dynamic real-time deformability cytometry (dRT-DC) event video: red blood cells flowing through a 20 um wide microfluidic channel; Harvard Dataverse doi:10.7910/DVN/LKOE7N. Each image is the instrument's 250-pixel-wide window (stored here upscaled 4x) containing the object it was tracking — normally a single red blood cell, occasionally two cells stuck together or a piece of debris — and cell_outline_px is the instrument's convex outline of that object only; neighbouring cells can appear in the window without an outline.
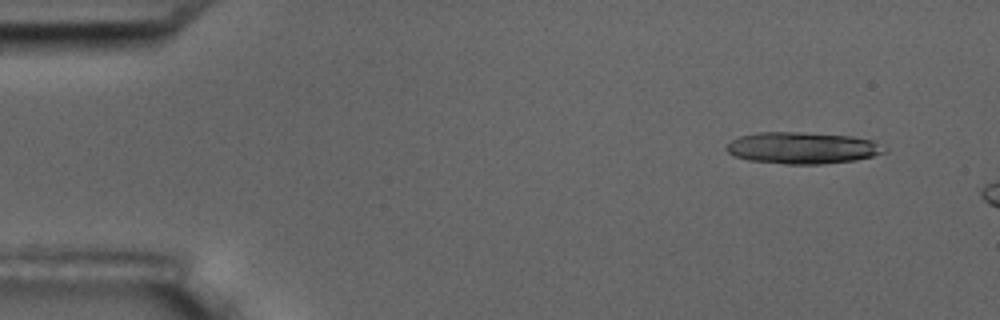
{"species": "common noctule bat (a hibernating species)", "species_latin": "Nyctalus noctula", "temperature_condition": "room temperature", "stored_images_in_passage": 3, "camera_frame_rate_fps": 3000, "um_per_image_px": 0.085, "animal": {"sex": "male", "body_mass_g": 17.5, "forearm_length_mm": 52.3}, "frame": {"image": 1, "passage_image": 1, "time_ms": 0.0, "image_size_px": [1000, 320], "cell_outline_px": [[888, 152], [856, 160], [820, 164], [784, 164], [748, 160], [732, 156], [724, 148], [732, 140], [740, 136], [756, 132], [800, 132], [852, 136], [872, 140], [888, 148]], "centroid_in_image_um": [68.21, 12.57], "position_along_channel_um": 16.8, "area_um2": 29.36}}